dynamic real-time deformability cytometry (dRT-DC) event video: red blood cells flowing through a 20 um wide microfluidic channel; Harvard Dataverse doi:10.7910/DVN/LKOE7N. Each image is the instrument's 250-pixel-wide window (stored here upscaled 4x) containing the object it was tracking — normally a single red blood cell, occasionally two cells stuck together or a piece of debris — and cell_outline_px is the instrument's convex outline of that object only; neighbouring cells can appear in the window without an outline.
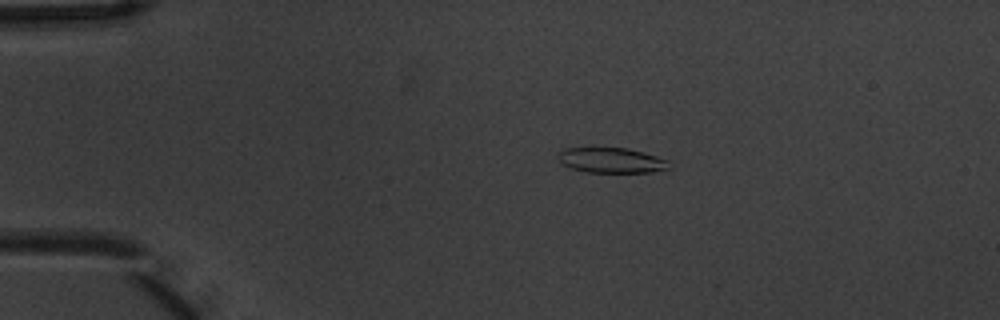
{"species": "common noctule bat (a hibernating species)", "species_latin": "Nyctalus noctula", "temperature_condition": "warm", "stored_images_in_passage": 7, "camera_frame_rate_fps": 3000, "um_per_image_px": 0.085, "animal": {"sex": "male", "body_mass_g": 20.1, "forearm_length_mm": 53.5}, "frame": {"image": 1, "passage_image": 3, "time_ms": 0.667, "image_size_px": [1000, 320], "cell_outline_px": [[668, 168], [652, 172], [584, 172], [560, 164], [556, 156], [564, 148], [628, 148], [656, 156], [668, 160]], "centroid_in_image_um": [51.91, 13.63], "position_along_channel_um": 33.1, "area_um2": 16.24}}
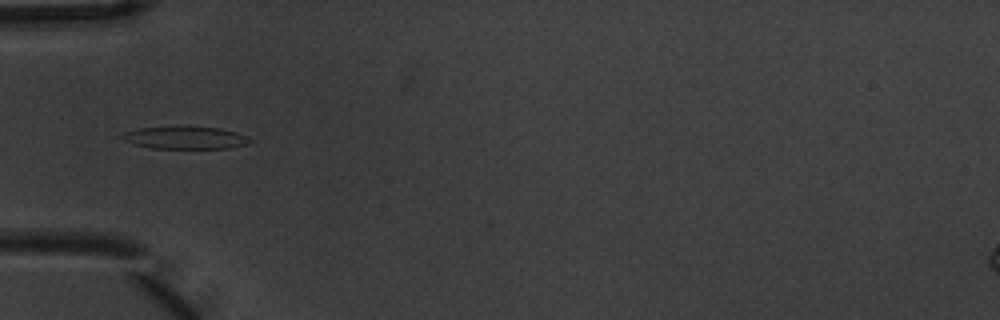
{"frame": {"image": 2, "passage_image": 5, "time_ms": 1.333, "image_size_px": [1000, 320], "cell_outline_px": [[252, 140], [248, 144], [228, 148], [152, 148], [132, 144], [124, 140], [120, 136], [124, 132], [140, 128], [180, 124], [184, 124], [220, 128], [236, 132], [248, 136]], "centroid_in_image_um": [15.74, 11.66], "position_along_channel_um": 69.3, "area_um2": 17.46}}
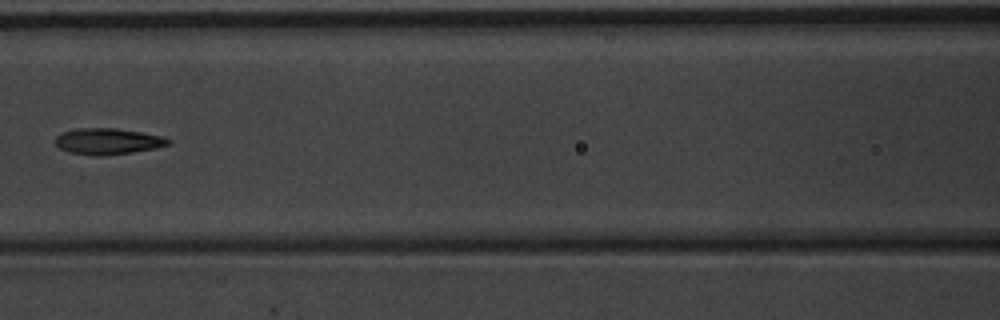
{"frame": {"image": 3, "passage_image": 7, "time_ms": 2.0, "image_size_px": [1000, 320], "cell_outline_px": [[172, 140], [168, 144], [156, 148], [108, 156], [92, 156], [68, 152], [60, 148], [56, 144], [56, 136], [60, 132], [76, 128], [116, 128], [164, 136]], "centroid_in_image_um": [9.15, 12.01], "position_along_channel_um": 157.5, "area_um2": 17.46}}